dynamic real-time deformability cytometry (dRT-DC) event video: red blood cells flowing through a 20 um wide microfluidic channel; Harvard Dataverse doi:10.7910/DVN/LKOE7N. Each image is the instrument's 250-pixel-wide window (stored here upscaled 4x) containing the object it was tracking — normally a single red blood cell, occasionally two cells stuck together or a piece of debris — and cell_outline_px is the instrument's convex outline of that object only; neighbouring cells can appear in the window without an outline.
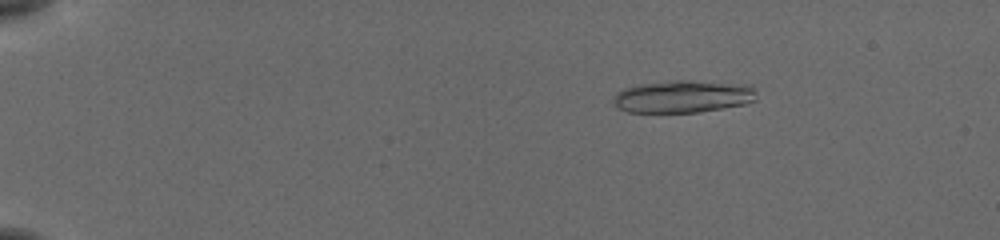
{"species": "common noctule bat (a hibernating species)", "species_latin": "Nyctalus noctula", "temperature_condition": "cold", "stored_images_in_passage": 23, "camera_frame_rate_fps": 3000, "um_per_image_px": 0.085, "animal": {"sex": "female", "body_mass_g": 19.5, "forearm_length_mm": 54.1}, "frame": {"image": 1, "passage_image": 10, "time_ms": 3.0, "image_size_px": [1000, 240], "cell_outline_px": [[756, 100], [744, 104], [700, 112], [628, 112], [616, 108], [612, 100], [616, 92], [624, 88], [636, 84], [676, 80], [684, 80], [752, 84], [756, 92]], "centroid_in_image_um": [58.05, 8.19], "position_along_channel_um": 27.0, "area_um2": 27.4}}